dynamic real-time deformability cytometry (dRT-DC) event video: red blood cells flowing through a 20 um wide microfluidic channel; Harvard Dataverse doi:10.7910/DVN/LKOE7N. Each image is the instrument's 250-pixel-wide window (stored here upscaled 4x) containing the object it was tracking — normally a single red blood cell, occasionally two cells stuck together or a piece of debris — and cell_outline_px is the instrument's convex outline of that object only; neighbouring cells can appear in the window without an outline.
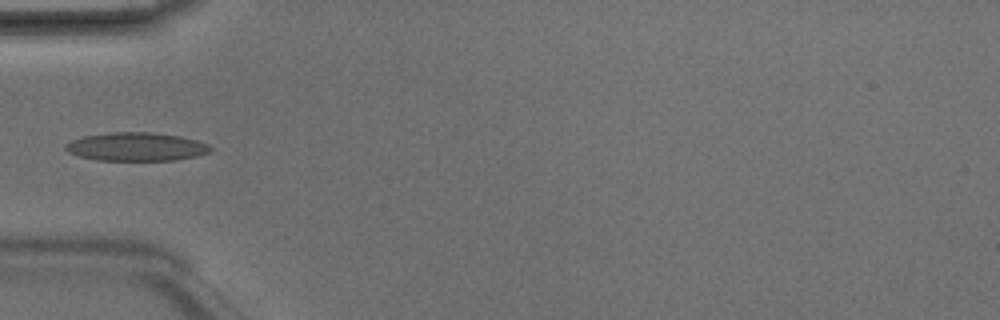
{"species": "Egyptian fruit bat (a non-hibernating species)", "species_latin": "Rousettus aegyptiacus", "temperature_condition": "room temperature", "stored_images_in_passage": 5, "camera_frame_rate_fps": 3000, "um_per_image_px": 0.085, "animal": {"sex": "male"}, "frame": {"image": 1, "passage_image": 4, "time_ms": 1.0, "image_size_px": [1000, 320], "cell_outline_px": [[212, 148], [208, 152], [196, 156], [176, 160], [96, 160], [80, 156], [68, 152], [64, 148], [64, 144], [72, 140], [84, 136], [112, 132], [152, 132], [180, 136], [196, 140], [208, 144]], "centroid_in_image_um": [11.57, 12.47], "position_along_channel_um": 73.4, "area_um2": 23.93}}